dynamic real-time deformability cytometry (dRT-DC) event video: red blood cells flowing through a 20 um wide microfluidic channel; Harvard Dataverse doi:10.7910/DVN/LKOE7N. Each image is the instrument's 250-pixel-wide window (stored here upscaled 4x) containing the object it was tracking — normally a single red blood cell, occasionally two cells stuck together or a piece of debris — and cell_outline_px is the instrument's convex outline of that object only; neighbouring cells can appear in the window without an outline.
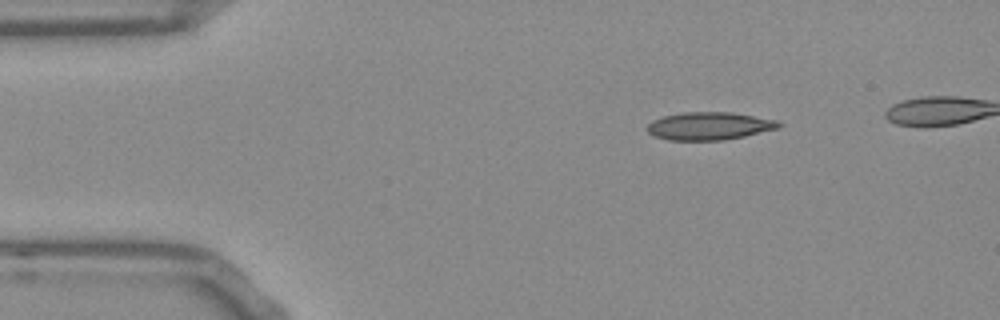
{"species": "Egyptian fruit bat (a non-hibernating species)", "species_latin": "Rousettus aegyptiacus", "temperature_condition": "room temperature", "stored_images_in_passage": 41, "camera_frame_rate_fps": 3000, "um_per_image_px": 0.085, "frame": {"image": 1, "passage_image": 1, "time_ms": 0.0, "image_size_px": [1000, 320], "cell_outline_px": [[784, 124], [780, 128], [744, 136], [724, 140], [668, 140], [652, 136], [644, 128], [652, 120], [664, 116], [684, 112], [732, 112], [780, 120]], "centroid_in_image_um": [60.31, 10.71], "position_along_channel_um": 24.7, "area_um2": 21.68}}
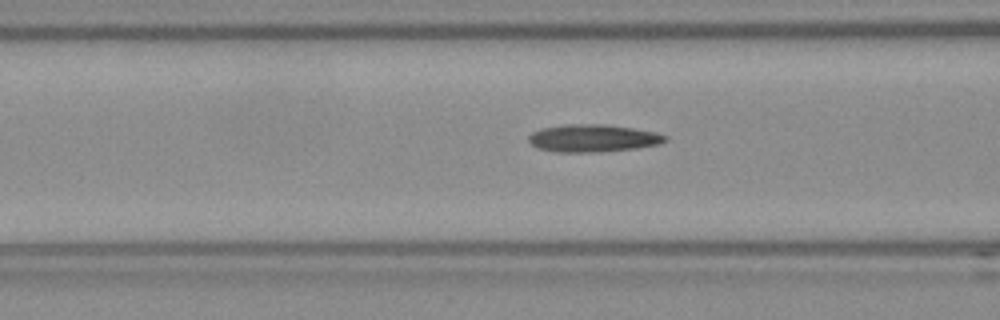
{"frame": {"image": 2, "passage_image": 13, "time_ms": 4.0, "image_size_px": [1000, 320], "cell_outline_px": [[668, 140], [660, 144], [636, 148], [600, 152], [556, 152], [536, 148], [528, 140], [528, 136], [532, 132], [540, 128], [564, 124], [604, 124], [632, 128], [656, 132], [668, 136]], "centroid_in_image_um": [50.39, 11.74], "position_along_channel_um": 116.2, "area_um2": 22.14}}
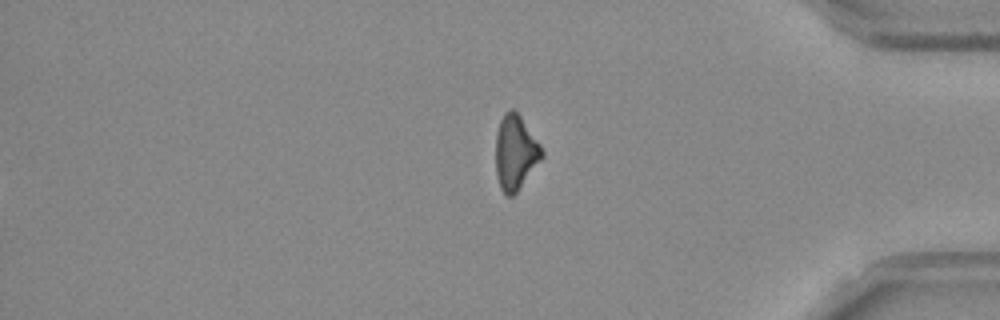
{"frame": {"image": 3, "passage_image": 37, "time_ms": 12.0, "image_size_px": [1000, 320], "cell_outline_px": [[544, 156], [516, 192], [512, 196], [508, 196], [500, 188], [496, 176], [496, 132], [500, 120], [504, 112], [512, 108], [520, 116], [540, 144], [544, 152]], "centroid_in_image_um": [43.8, 12.95], "position_along_channel_um": 391.4, "area_um2": 19.94}}